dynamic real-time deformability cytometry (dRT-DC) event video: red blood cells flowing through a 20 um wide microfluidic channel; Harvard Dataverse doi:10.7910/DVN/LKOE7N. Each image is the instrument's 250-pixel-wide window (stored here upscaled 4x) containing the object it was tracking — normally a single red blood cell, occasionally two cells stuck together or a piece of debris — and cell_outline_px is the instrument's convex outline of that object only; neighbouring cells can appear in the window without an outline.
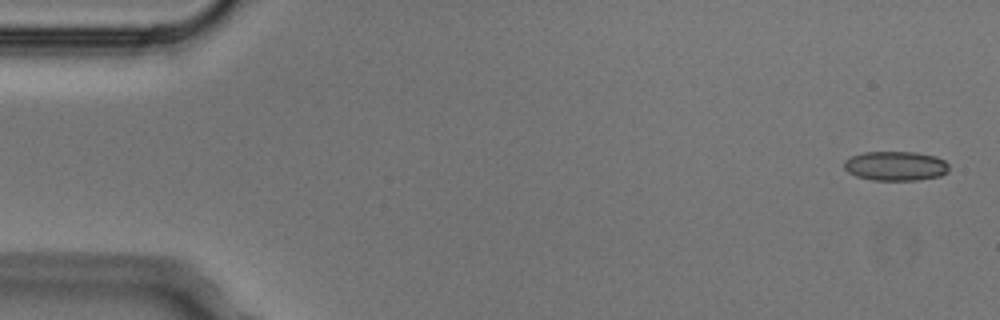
{"species": "Egyptian fruit bat (a non-hibernating species)", "species_latin": "Rousettus aegyptiacus", "temperature_condition": "cold", "stored_images_in_passage": 9, "camera_frame_rate_fps": 3000, "um_per_image_px": 0.085, "animal": {"sex": "male"}, "frame": {"image": 1, "passage_image": 1, "time_ms": 0.0, "image_size_px": [1000, 320], "cell_outline_px": [[948, 172], [940, 176], [920, 180], [872, 180], [856, 176], [848, 172], [844, 168], [844, 160], [852, 156], [864, 152], [916, 152], [936, 156], [944, 160], [948, 164]], "centroid_in_image_um": [76.13, 14.11], "position_along_channel_um": 8.9, "area_um2": 18.09}}
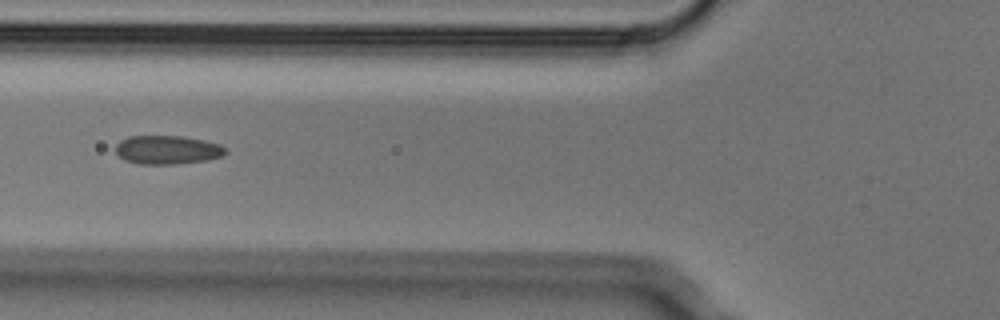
{"frame": {"image": 2, "passage_image": 6, "time_ms": 1.667, "image_size_px": [1000, 320], "cell_outline_px": [[228, 152], [220, 156], [208, 160], [172, 164], [140, 164], [124, 160], [116, 152], [116, 144], [120, 140], [128, 136], [184, 136], [204, 140], [220, 144], [228, 148]], "centroid_in_image_um": [14.25, 12.73], "position_along_channel_um": 111.6, "area_um2": 18.5}}
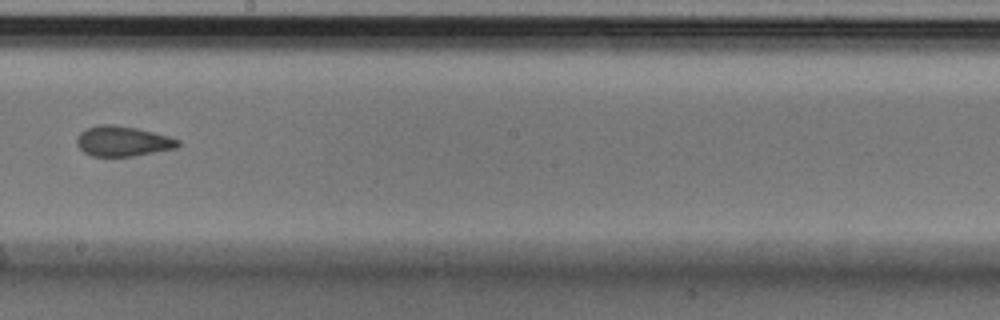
{"frame": {"image": 3, "passage_image": 9, "time_ms": 2.667, "image_size_px": [1000, 320], "cell_outline_px": [[180, 144], [176, 148], [132, 156], [92, 156], [84, 152], [76, 144], [76, 136], [80, 132], [88, 128], [100, 124], [112, 124], [136, 128], [168, 136], [180, 140]], "centroid_in_image_um": [10.4, 12.0], "position_along_channel_um": 237.8, "area_um2": 17.69}}